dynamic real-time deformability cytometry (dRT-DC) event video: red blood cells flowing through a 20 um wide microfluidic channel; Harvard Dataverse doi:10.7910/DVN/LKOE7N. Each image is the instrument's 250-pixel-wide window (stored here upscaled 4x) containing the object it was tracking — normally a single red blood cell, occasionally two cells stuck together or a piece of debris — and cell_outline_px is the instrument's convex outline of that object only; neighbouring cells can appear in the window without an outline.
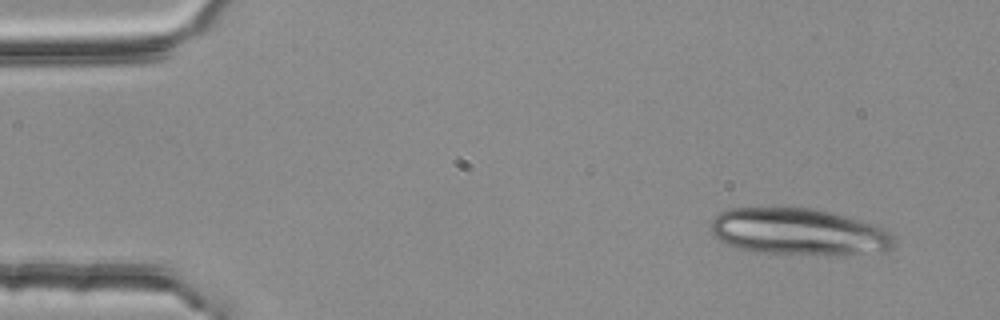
{"species": "common noctule bat (a hibernating species)", "species_latin": "Nyctalus noctula", "temperature_condition": "room temperature", "stored_images_in_passage": 4, "camera_frame_rate_fps": 3000, "um_per_image_px": 0.085, "animal": {"sex": "female", "body_mass_g": 25.1}, "frame": {"image": 1, "passage_image": 1, "time_ms": 0.0, "image_size_px": [1000, 320], "cell_outline_px": [[892, 248], [884, 252], [840, 256], [836, 256], [756, 252], [736, 248], [712, 236], [712, 220], [720, 212], [728, 208], [808, 208], [832, 212], [876, 224], [884, 228], [892, 236]], "centroid_in_image_um": [67.92, 19.73], "position_along_channel_um": 17.1, "area_um2": 50.46}}